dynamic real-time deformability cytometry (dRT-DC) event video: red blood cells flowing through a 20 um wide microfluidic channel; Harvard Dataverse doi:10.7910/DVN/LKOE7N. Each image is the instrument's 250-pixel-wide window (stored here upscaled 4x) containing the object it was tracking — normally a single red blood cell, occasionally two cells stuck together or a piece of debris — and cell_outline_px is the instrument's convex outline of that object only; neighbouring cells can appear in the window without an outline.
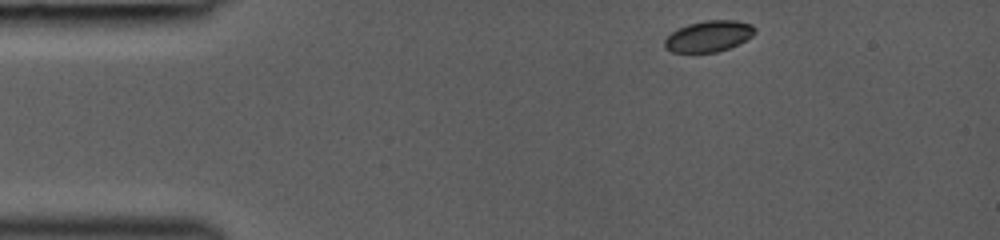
{"species": "common noctule bat (a hibernating species)", "species_latin": "Nyctalus noctula", "temperature_condition": "room temperature", "stored_images_in_passage": 5, "camera_frame_rate_fps": 3000, "um_per_image_px": 0.085, "animal": {"sex": "female", "body_mass_g": 19.0, "forearm_length_mm": 53.3}, "frame": {"image": 1, "passage_image": 1, "time_ms": 0.0, "image_size_px": [1000, 240], "cell_outline_px": [[756, 32], [752, 36], [728, 48], [716, 52], [672, 52], [664, 48], [664, 40], [672, 32], [688, 24], [704, 20], [736, 20], [752, 24], [756, 28]], "centroid_in_image_um": [60.24, 3.07], "position_along_channel_um": 24.8, "area_um2": 16.24}}